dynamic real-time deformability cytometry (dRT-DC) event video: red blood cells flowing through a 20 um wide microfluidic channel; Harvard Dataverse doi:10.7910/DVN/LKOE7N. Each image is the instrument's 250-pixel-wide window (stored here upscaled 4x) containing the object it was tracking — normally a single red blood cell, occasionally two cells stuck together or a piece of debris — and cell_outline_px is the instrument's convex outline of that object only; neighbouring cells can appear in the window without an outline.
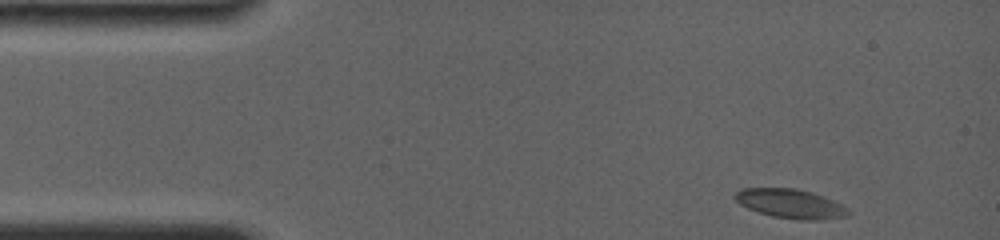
{"species": "common noctule bat (a hibernating species)", "species_latin": "Nyctalus noctula", "temperature_condition": "room temperature", "stored_images_in_passage": 56, "camera_frame_rate_fps": 4000, "um_per_image_px": 0.085, "animal": {"sex": "female", "body_mass_g": 19.0, "forearm_length_mm": 56.7}, "frame": {"image": 1, "passage_image": 1, "time_ms": 0.0, "image_size_px": [1000, 240], "cell_outline_px": [[852, 212], [848, 216], [824, 220], [800, 220], [772, 216], [748, 208], [740, 204], [732, 196], [740, 188], [796, 188], [812, 192], [824, 196], [848, 208]], "centroid_in_image_um": [67.22, 17.31], "position_along_channel_um": 17.8, "area_um2": 19.42}}
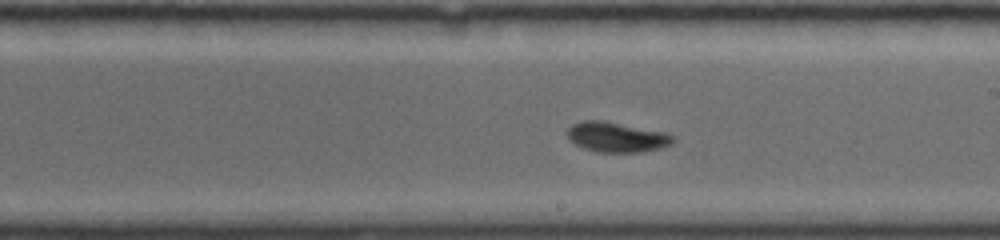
{"frame": {"image": 2, "passage_image": 32, "time_ms": 7.75, "image_size_px": [1000, 240], "cell_outline_px": [[676, 140], [672, 144], [660, 148], [640, 152], [600, 152], [584, 148], [568, 140], [564, 132], [572, 124], [584, 120], [600, 120], [664, 132], [676, 136]], "centroid_in_image_um": [52.39, 11.65], "position_along_channel_um": 236.6, "area_um2": 18.55}}
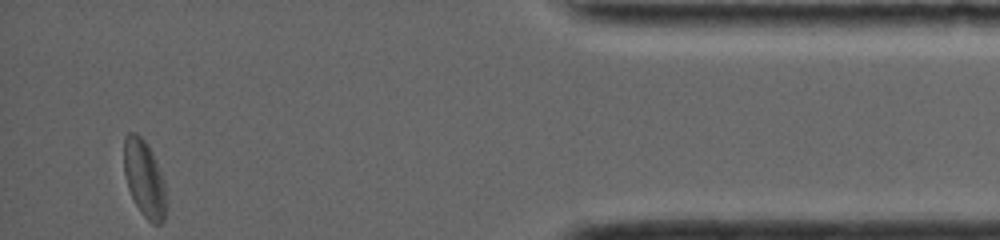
{"frame": {"image": 3, "passage_image": 56, "time_ms": 13.75, "image_size_px": [1000, 240], "cell_outline_px": [[164, 220], [160, 224], [152, 224], [140, 212], [128, 188], [124, 176], [124, 136], [128, 132], [136, 132], [144, 140], [152, 152], [164, 180]], "centroid_in_image_um": [12.23, 15.14], "position_along_channel_um": 423.0, "area_um2": 18.67}, "authors_computed_cell_mechanics": {"area_um2": 18.4671, "velocity_mm_per_s": 3.8536, "shape_relaxation_time_tau1_ms": 3.2084, "shape_relaxation_time_tau2_ms": 4.0772, "deformation_change_tau1": 0.0883, "deformation_change_tau2": 0.0702}}